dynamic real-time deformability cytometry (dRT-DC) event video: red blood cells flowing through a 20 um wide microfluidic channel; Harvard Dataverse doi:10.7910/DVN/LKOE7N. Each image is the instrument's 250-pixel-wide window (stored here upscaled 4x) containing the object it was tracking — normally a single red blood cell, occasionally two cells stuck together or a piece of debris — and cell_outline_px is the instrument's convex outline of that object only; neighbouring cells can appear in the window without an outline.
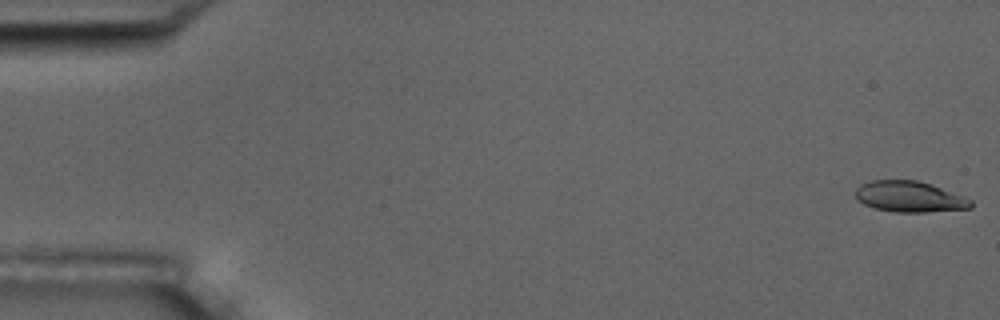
{"species": "common noctule bat (a hibernating species)", "species_latin": "Nyctalus noctula", "temperature_condition": "room temperature", "stored_images_in_passage": 7, "camera_frame_rate_fps": 3000, "um_per_image_px": 0.085, "animal": {"sex": "male", "body_mass_g": 17.5, "forearm_length_mm": 52.3}, "frame": {"image": 1, "passage_image": 1, "time_ms": 0.0, "image_size_px": [1000, 320], "cell_outline_px": [[972, 208], [924, 212], [896, 212], [876, 208], [864, 204], [856, 200], [856, 188], [860, 184], [872, 180], [916, 180], [932, 184], [972, 200]], "centroid_in_image_um": [77.29, 16.71], "position_along_channel_um": 7.7, "area_um2": 20.69}}
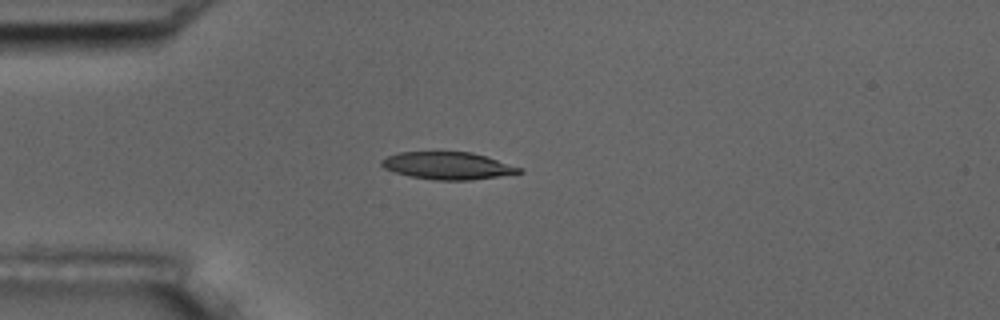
{"frame": {"image": 2, "passage_image": 5, "time_ms": 4.667, "image_size_px": [1000, 320], "cell_outline_px": [[524, 172], [468, 180], [436, 180], [408, 176], [384, 168], [380, 164], [380, 160], [388, 156], [400, 152], [472, 152], [524, 168]], "centroid_in_image_um": [38.05, 14.08], "position_along_channel_um": 46.9, "area_um2": 21.79}}